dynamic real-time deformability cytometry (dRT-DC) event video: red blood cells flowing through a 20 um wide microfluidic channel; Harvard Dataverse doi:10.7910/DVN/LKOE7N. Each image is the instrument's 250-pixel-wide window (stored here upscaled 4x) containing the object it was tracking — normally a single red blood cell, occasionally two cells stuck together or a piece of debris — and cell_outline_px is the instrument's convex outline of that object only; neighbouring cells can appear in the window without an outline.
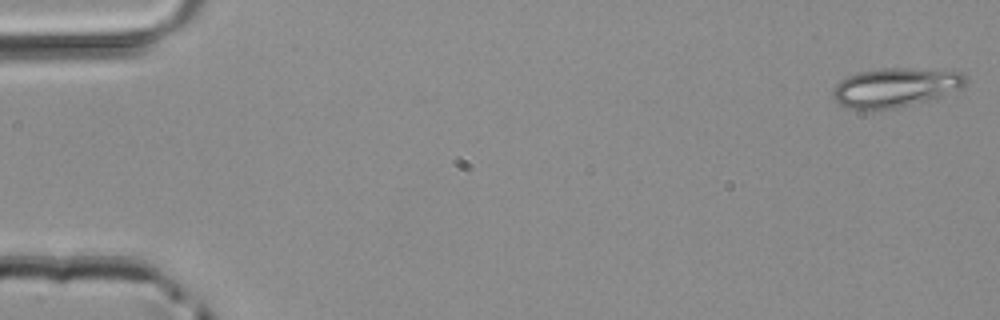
{"species": "common noctule bat (a hibernating species)", "species_latin": "Nyctalus noctula", "temperature_condition": "room temperature", "stored_images_in_passage": 47, "camera_frame_rate_fps": 3000, "um_per_image_px": 0.085, "animal": {"sex": "male", "body_mass_g": 20.4}, "frame": {"image": 1, "passage_image": 1, "time_ms": 0.0, "image_size_px": [1000, 320], "cell_outline_px": [[968, 80], [964, 88], [936, 100], [896, 108], [868, 112], [860, 112], [848, 108], [832, 100], [832, 88], [840, 80], [856, 72], [880, 68], [912, 68], [964, 72]], "centroid_in_image_um": [76.11, 7.47], "position_along_channel_um": 8.9, "area_um2": 31.79}}
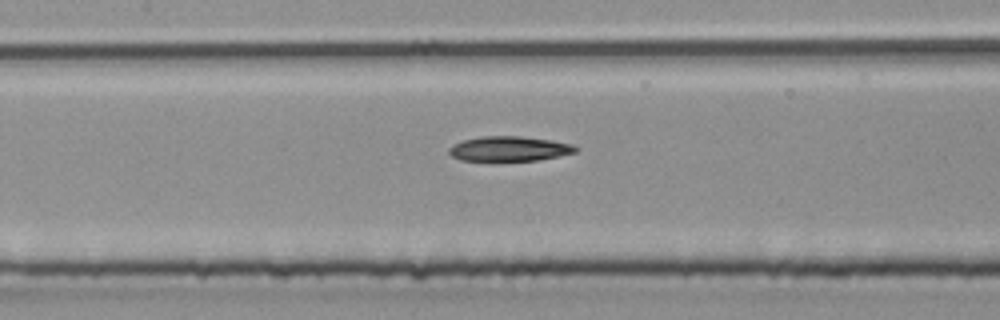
{"frame": {"image": 2, "passage_image": 23, "time_ms": 7.333, "image_size_px": [1000, 320], "cell_outline_px": [[580, 148], [576, 152], [536, 160], [460, 160], [452, 156], [448, 152], [448, 148], [452, 144], [464, 140], [480, 136], [520, 136], [552, 140], [572, 144]], "centroid_in_image_um": [43.27, 12.63], "position_along_channel_um": 164.1, "area_um2": 18.21}}
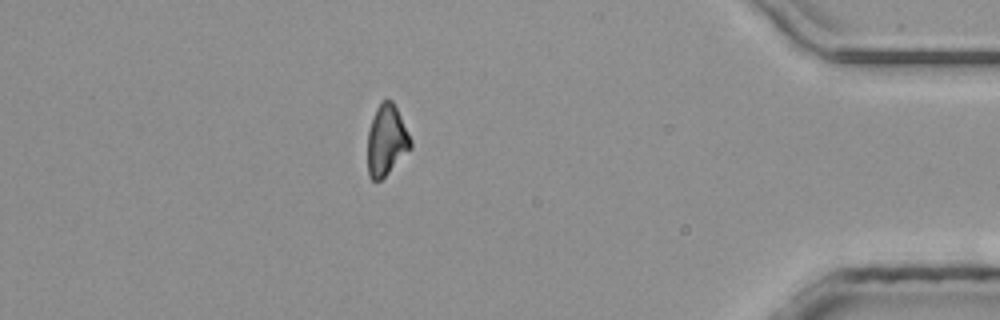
{"frame": {"image": 3, "passage_image": 43, "time_ms": 14.0, "image_size_px": [1000, 320], "cell_outline_px": [[412, 148], [380, 180], [372, 180], [368, 176], [368, 132], [376, 108], [380, 100], [392, 100], [412, 140]], "centroid_in_image_um": [32.85, 11.92], "position_along_channel_um": 402.4, "area_um2": 17.51}}